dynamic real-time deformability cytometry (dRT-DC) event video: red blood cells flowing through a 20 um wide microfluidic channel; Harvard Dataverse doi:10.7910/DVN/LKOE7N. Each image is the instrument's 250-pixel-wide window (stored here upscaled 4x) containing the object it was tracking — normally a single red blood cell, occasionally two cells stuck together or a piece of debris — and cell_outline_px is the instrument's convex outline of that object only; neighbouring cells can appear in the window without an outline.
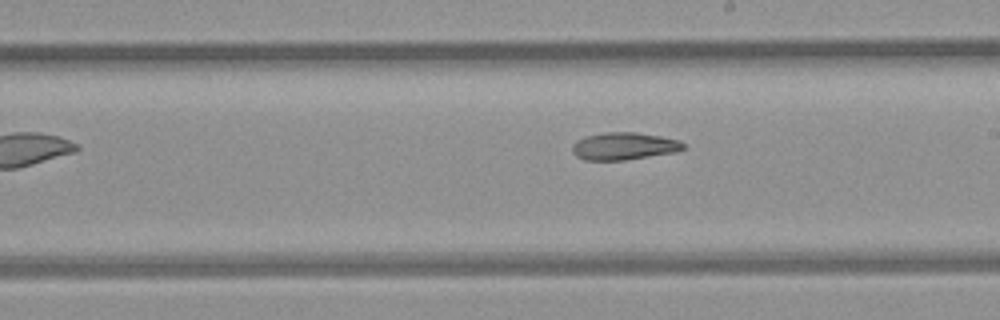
{"species": "common noctule bat (a hibernating species)", "species_latin": "Nyctalus noctula", "temperature_condition": "room temperature", "stored_images_in_passage": 27, "camera_frame_rate_fps": 3000, "um_per_image_px": 0.085, "animal": {"sex": "female", "body_mass_g": 21.9}, "frame": {"image": 1, "passage_image": 16, "time_ms": 5.0, "image_size_px": [1000, 320], "cell_outline_px": [[684, 148], [676, 152], [624, 160], [584, 160], [576, 156], [572, 152], [572, 144], [576, 140], [584, 136], [608, 132], [636, 132], [660, 136], [680, 140], [684, 144]], "centroid_in_image_um": [53.01, 12.42], "position_along_channel_um": 236.0, "area_um2": 17.8}}
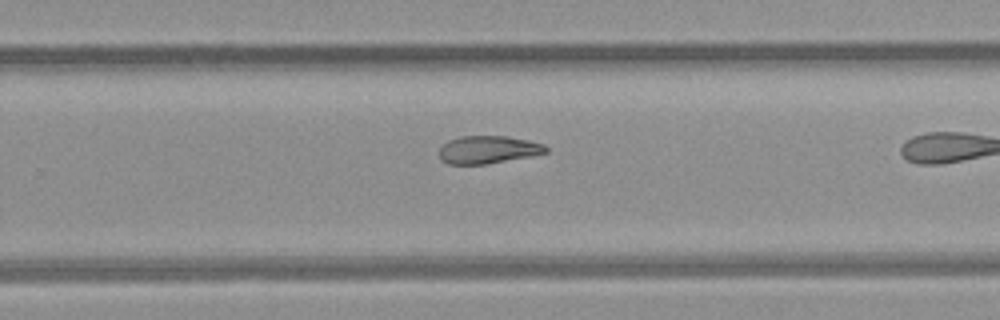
{"frame": {"image": 2, "passage_image": 20, "time_ms": 6.333, "image_size_px": [1000, 320], "cell_outline_px": [[548, 152], [532, 156], [488, 164], [448, 164], [440, 160], [440, 148], [448, 140], [460, 136], [508, 136], [528, 140], [544, 144], [548, 148]], "centroid_in_image_um": [41.5, 12.72], "position_along_channel_um": 288.3, "area_um2": 17.4}}
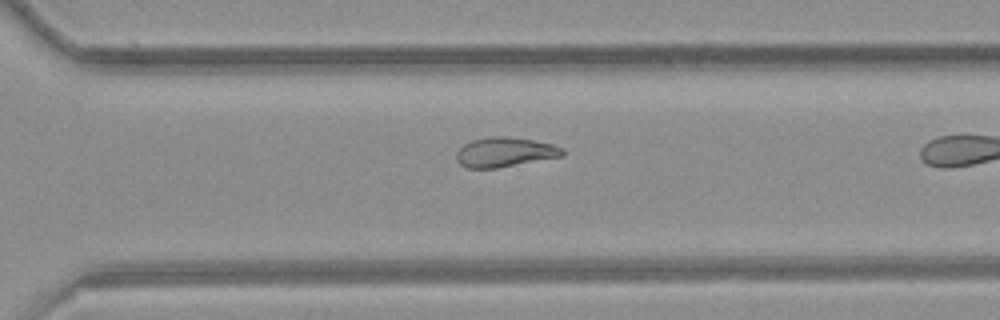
{"frame": {"image": 3, "passage_image": 23, "time_ms": 7.333, "image_size_px": [1000, 320], "cell_outline_px": [[564, 156], [496, 168], [464, 168], [456, 160], [456, 152], [464, 144], [472, 140], [488, 136], [508, 136], [532, 140], [552, 144], [564, 148]], "centroid_in_image_um": [42.89, 12.93], "position_along_channel_um": 327.7, "area_um2": 18.44}}